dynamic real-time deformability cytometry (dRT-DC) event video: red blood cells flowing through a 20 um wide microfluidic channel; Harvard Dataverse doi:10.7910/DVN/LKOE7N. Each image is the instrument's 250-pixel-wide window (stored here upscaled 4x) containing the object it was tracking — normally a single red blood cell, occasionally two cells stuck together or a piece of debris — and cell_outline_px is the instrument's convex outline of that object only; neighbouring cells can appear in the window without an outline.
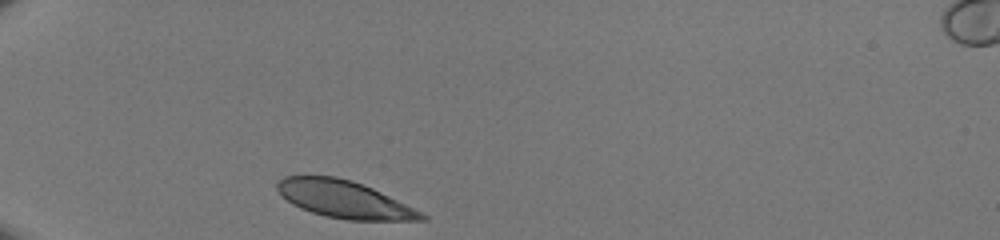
{"species": "human", "species_latin": "Homo sapiens", "temperature_condition": "room temperature", "stored_images_in_passage": 28, "camera_frame_rate_fps": 3000, "um_per_image_px": 0.085, "donor": {"sex": "male"}, "frame": {"image": 1, "passage_image": 1, "time_ms": 0.0, "image_size_px": [1000, 240], "cell_outline_px": [[428, 220], [348, 220], [324, 216], [300, 208], [292, 204], [280, 196], [276, 188], [276, 184], [284, 176], [336, 176], [352, 180], [372, 188], [428, 216]], "centroid_in_image_um": [29.19, 16.94], "position_along_channel_um": 55.8, "area_um2": 31.1}}
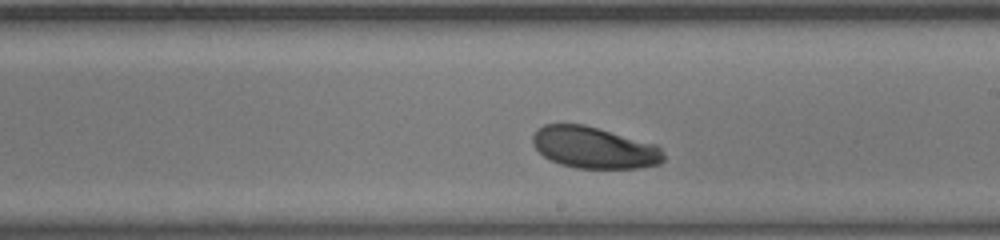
{"frame": {"image": 2, "passage_image": 16, "time_ms": 5.0, "image_size_px": [1000, 240], "cell_outline_px": [[664, 160], [660, 164], [640, 168], [576, 168], [560, 164], [544, 156], [532, 144], [532, 136], [536, 128], [544, 124], [584, 124], [656, 144], [664, 152]], "centroid_in_image_um": [50.5, 12.54], "position_along_channel_um": 238.5, "area_um2": 31.85}}
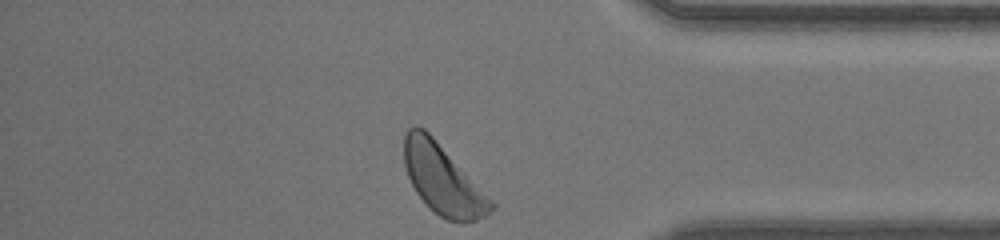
{"frame": {"image": 3, "passage_image": 28, "time_ms": 9.0, "image_size_px": [1000, 240], "cell_outline_px": [[496, 208], [484, 216], [476, 220], [460, 224], [448, 220], [440, 216], [416, 192], [408, 176], [404, 164], [404, 132], [408, 128], [416, 124], [424, 128], [432, 136], [496, 204]], "centroid_in_image_um": [37.63, 15.25], "position_along_channel_um": 397.6, "area_um2": 34.85}}